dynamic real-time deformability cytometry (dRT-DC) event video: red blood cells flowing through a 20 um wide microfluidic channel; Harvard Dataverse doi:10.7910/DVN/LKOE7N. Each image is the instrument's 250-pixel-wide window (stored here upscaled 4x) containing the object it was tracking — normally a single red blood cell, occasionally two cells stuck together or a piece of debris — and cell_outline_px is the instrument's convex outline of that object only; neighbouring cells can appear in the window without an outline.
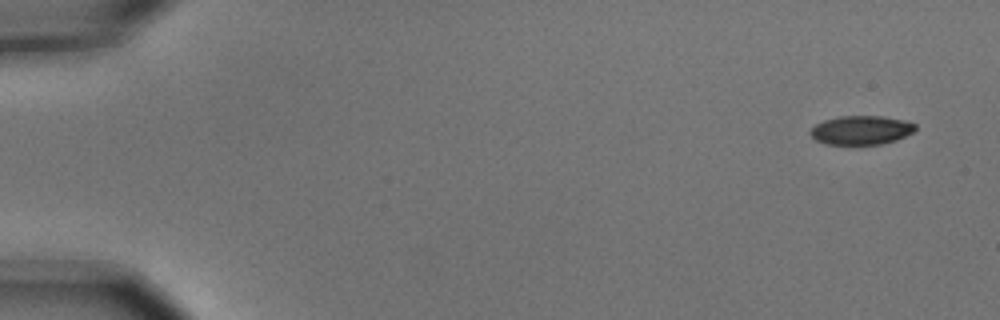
{"species": "common noctule bat (a hibernating species)", "species_latin": "Nyctalus noctula", "temperature_condition": "cold", "stored_images_in_passage": 5, "camera_frame_rate_fps": 3000, "um_per_image_px": 0.085, "animal": {"sex": "male", "body_mass_g": 15.6}, "frame": {"image": 1, "passage_image": 1, "time_ms": 0.0, "image_size_px": [1000, 320], "cell_outline_px": [[916, 128], [912, 132], [896, 140], [880, 144], [828, 144], [816, 140], [808, 132], [816, 124], [824, 120], [840, 116], [880, 116], [904, 120], [916, 124]], "centroid_in_image_um": [73.19, 11.05], "position_along_channel_um": 11.8, "area_um2": 17.51}}
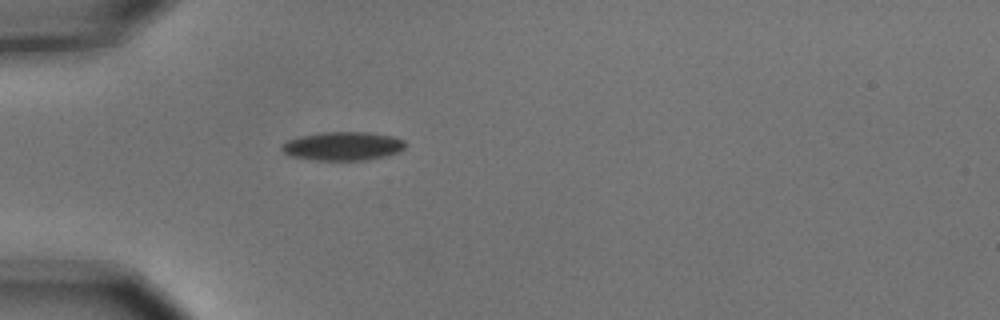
{"frame": {"image": 2, "passage_image": 5, "time_ms": 1.333, "image_size_px": [1000, 320], "cell_outline_px": [[408, 144], [400, 152], [368, 160], [312, 160], [288, 156], [280, 148], [288, 140], [300, 136], [324, 132], [368, 132], [392, 136], [404, 140]], "centroid_in_image_um": [29.16, 12.42], "position_along_channel_um": 55.8, "area_um2": 20.75}}